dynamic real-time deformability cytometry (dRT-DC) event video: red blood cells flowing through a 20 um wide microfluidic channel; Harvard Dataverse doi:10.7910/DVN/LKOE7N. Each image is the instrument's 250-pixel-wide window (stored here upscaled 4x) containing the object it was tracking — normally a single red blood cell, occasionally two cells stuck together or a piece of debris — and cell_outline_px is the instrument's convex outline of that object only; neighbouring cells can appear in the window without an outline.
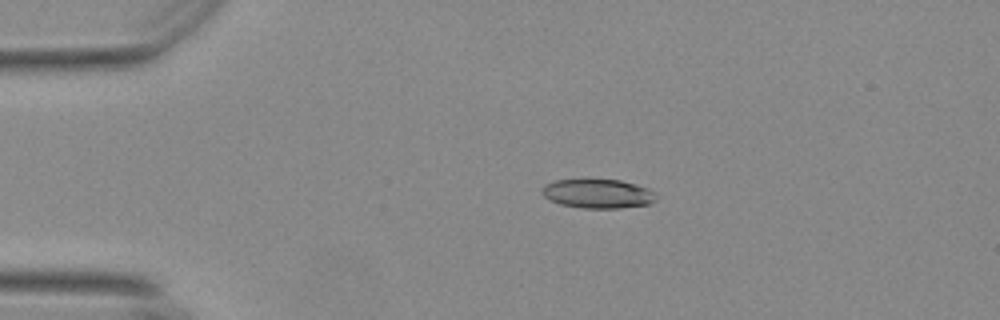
{"species": "Egyptian fruit bat (a non-hibernating species)", "species_latin": "Rousettus aegyptiacus", "temperature_condition": "warm", "stored_images_in_passage": 57, "camera_frame_rate_fps": 3000, "um_per_image_px": 0.085, "animal": {"sex": "female"}, "frame": {"image": 1, "passage_image": 12, "time_ms": 3.667, "image_size_px": [1000, 320], "cell_outline_px": [[656, 200], [648, 204], [620, 208], [584, 208], [560, 204], [548, 200], [540, 192], [544, 184], [556, 180], [620, 180], [636, 184], [648, 188], [652, 192]], "centroid_in_image_um": [50.77, 16.46], "position_along_channel_um": 34.2, "area_um2": 19.25}}
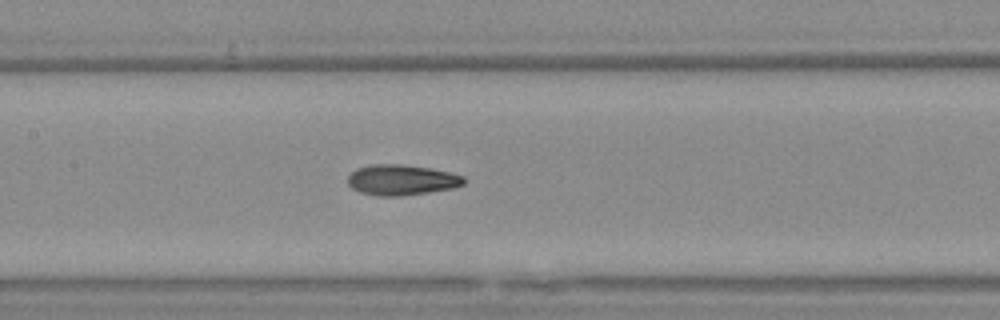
{"frame": {"image": 2, "passage_image": 27, "time_ms": 8.667, "image_size_px": [1000, 320], "cell_outline_px": [[464, 184], [452, 188], [428, 192], [400, 196], [380, 196], [360, 192], [352, 188], [348, 184], [348, 176], [356, 168], [372, 164], [400, 164], [428, 168], [448, 172], [464, 176]], "centroid_in_image_um": [34.1, 15.29], "position_along_channel_um": 173.3, "area_um2": 20.46}}
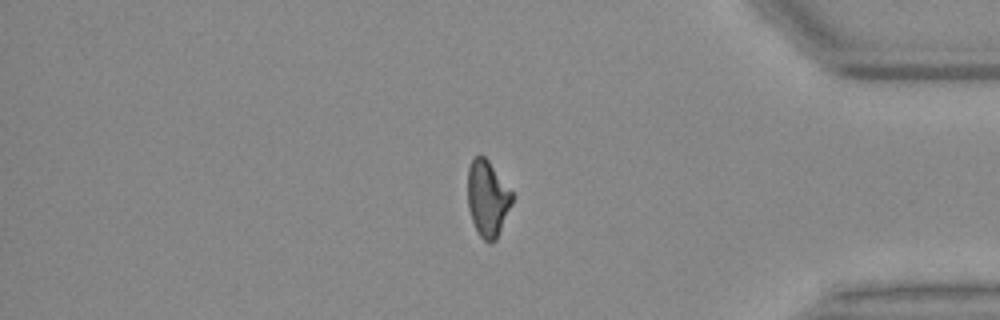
{"frame": {"image": 3, "passage_image": 47, "time_ms": 15.333, "image_size_px": [1000, 320], "cell_outline_px": [[512, 204], [496, 240], [492, 244], [488, 244], [480, 236], [472, 220], [468, 208], [468, 168], [472, 160], [476, 156], [484, 156], [488, 160], [512, 192]], "centroid_in_image_um": [41.44, 16.9], "position_along_channel_um": 393.8, "area_um2": 19.54}}